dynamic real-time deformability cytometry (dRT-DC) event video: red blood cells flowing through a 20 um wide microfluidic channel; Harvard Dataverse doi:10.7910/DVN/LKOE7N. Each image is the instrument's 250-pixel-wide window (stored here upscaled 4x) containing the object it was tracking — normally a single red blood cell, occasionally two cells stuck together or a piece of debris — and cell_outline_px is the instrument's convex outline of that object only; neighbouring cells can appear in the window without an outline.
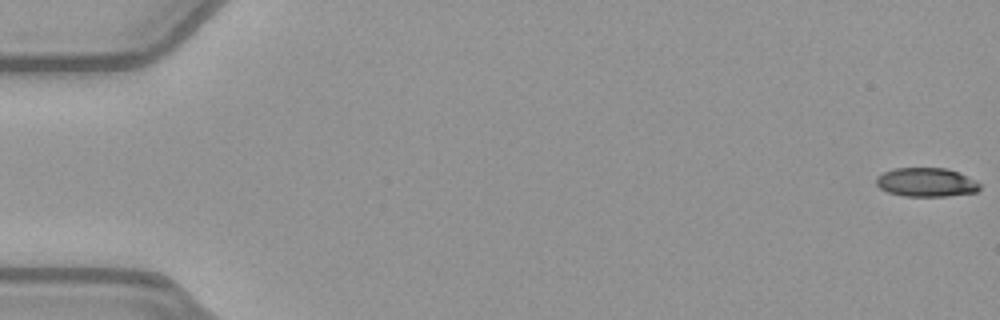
{"species": "common noctule bat (a hibernating species)", "species_latin": "Nyctalus noctula", "temperature_condition": "warm", "stored_images_in_passage": 52, "camera_frame_rate_fps": 3000, "um_per_image_px": 0.085, "animal": {"sex": "female", "body_mass_g": 21.9}, "frame": {"image": 1, "passage_image": 1, "time_ms": 0.0, "image_size_px": [1000, 320], "cell_outline_px": [[980, 188], [976, 192], [948, 196], [904, 196], [888, 192], [880, 188], [876, 184], [876, 176], [884, 172], [896, 168], [944, 168], [960, 172], [976, 180], [980, 184]], "centroid_in_image_um": [78.75, 15.49], "position_along_channel_um": 6.3, "area_um2": 17.51}}
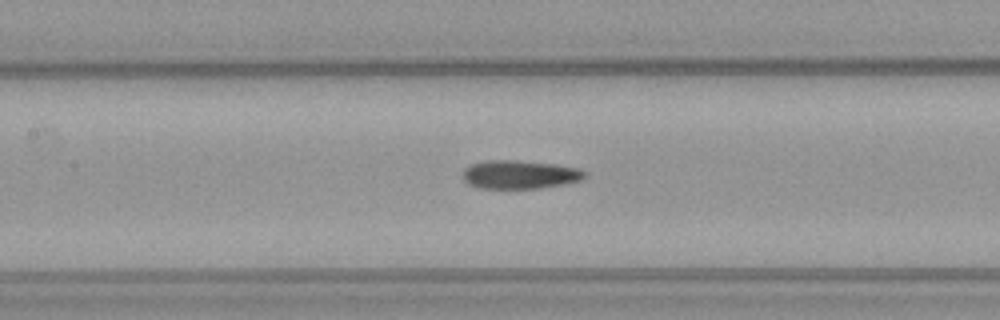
{"frame": {"image": 2, "passage_image": 25, "time_ms": 8.0, "image_size_px": [1000, 320], "cell_outline_px": [[584, 176], [580, 180], [564, 184], [540, 188], [480, 188], [468, 184], [464, 180], [464, 168], [472, 164], [488, 160], [516, 160], [556, 164], [576, 168], [584, 172]], "centroid_in_image_um": [44.14, 14.83], "position_along_channel_um": 163.3, "area_um2": 20.0}}
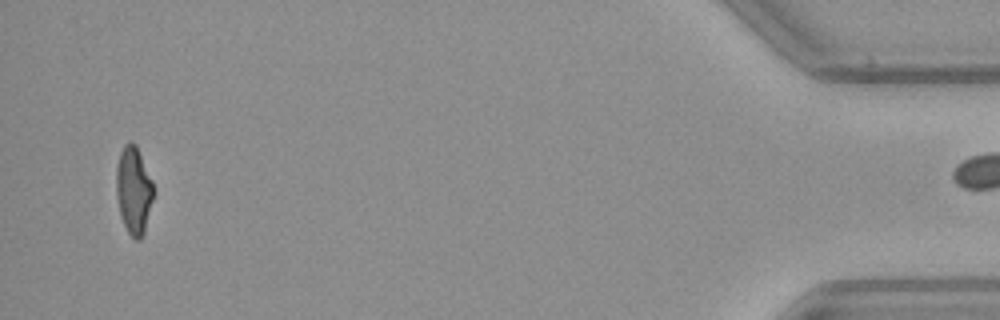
{"frame": {"image": 3, "passage_image": 51, "time_ms": 16.667, "image_size_px": [1000, 320], "cell_outline_px": [[152, 200], [144, 232], [140, 240], [136, 240], [128, 232], [120, 216], [116, 192], [116, 164], [120, 152], [124, 144], [132, 140], [136, 144], [152, 180]], "centroid_in_image_um": [11.33, 16.13], "position_along_channel_um": 423.9, "area_um2": 18.84}}